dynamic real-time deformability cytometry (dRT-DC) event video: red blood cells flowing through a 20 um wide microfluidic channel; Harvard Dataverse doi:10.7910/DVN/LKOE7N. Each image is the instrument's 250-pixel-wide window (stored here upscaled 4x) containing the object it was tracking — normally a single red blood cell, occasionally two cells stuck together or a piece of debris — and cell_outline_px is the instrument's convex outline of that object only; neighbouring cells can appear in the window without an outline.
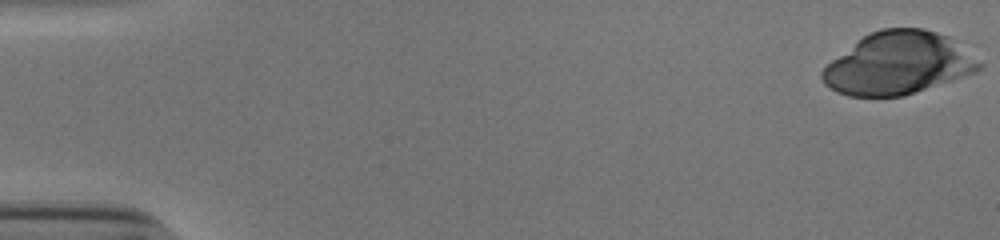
{"species": "human", "species_latin": "Homo sapiens", "temperature_condition": "cold", "stored_images_in_passage": 45, "camera_frame_rate_fps": 3000, "um_per_image_px": 0.085, "donor": {"sex": "male"}, "frame": {"image": 1, "passage_image": 1, "time_ms": 0.0, "image_size_px": [1000, 240], "cell_outline_px": [[984, 64], [976, 72], [904, 96], [848, 96], [836, 92], [824, 84], [820, 76], [820, 72], [832, 60], [864, 36], [880, 28], [924, 28], [936, 32], [944, 36]], "centroid_in_image_um": [76.29, 5.41], "position_along_channel_um": 8.7, "area_um2": 56.12}}
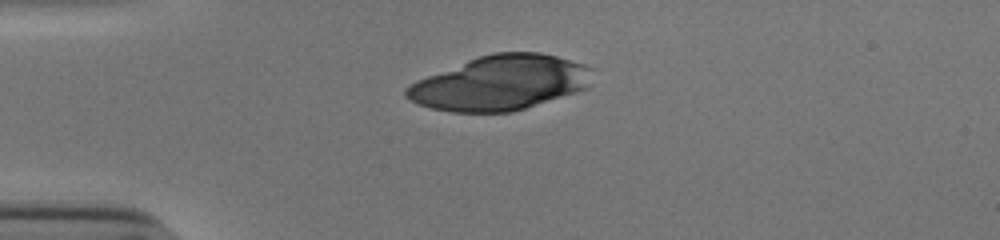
{"frame": {"image": 2, "passage_image": 14, "time_ms": 4.333, "image_size_px": [1000, 240], "cell_outline_px": [[592, 68], [588, 88], [512, 112], [452, 112], [432, 108], [420, 104], [404, 96], [404, 88], [408, 84], [416, 80], [468, 60], [492, 52], [540, 52], [556, 56], [584, 64]], "centroid_in_image_um": [42.5, 7.04], "position_along_channel_um": 42.5, "area_um2": 58.9}}